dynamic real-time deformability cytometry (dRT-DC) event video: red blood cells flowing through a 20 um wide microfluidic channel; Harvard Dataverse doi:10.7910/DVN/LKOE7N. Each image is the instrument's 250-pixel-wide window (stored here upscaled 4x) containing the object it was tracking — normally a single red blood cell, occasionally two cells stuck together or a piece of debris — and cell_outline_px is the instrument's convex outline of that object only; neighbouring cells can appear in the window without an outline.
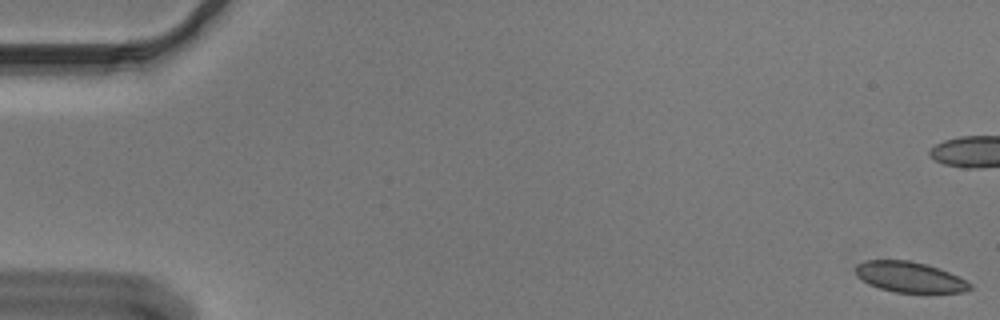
{"species": "Egyptian fruit bat (a non-hibernating species)", "species_latin": "Rousettus aegyptiacus", "temperature_condition": "cold", "stored_images_in_passage": 9, "camera_frame_rate_fps": 3000, "um_per_image_px": 0.085, "animal": {"sex": "male"}, "frame": {"image": 1, "passage_image": 1, "time_ms": 0.0, "image_size_px": [1000, 320], "cell_outline_px": [[972, 288], [964, 292], [928, 296], [896, 292], [880, 288], [868, 284], [856, 276], [856, 264], [864, 260], [908, 260], [924, 264], [948, 272], [972, 284]], "centroid_in_image_um": [77.35, 23.61], "position_along_channel_um": 7.7, "area_um2": 21.04}}